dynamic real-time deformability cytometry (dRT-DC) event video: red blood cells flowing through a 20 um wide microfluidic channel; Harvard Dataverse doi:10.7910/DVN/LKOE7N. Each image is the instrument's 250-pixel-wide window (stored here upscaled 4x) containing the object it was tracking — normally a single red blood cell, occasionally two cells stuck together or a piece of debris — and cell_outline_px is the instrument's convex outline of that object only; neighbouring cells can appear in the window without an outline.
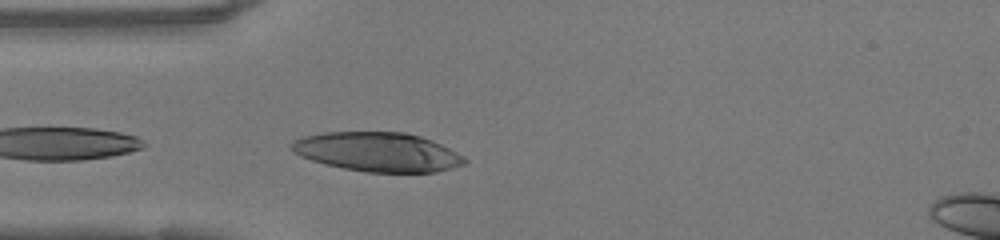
{"species": "human", "species_latin": "Homo sapiens", "temperature_condition": "warm", "stored_images_in_passage": 22, "camera_frame_rate_fps": 3000, "um_per_image_px": 0.085, "donor": {"sex": "female"}, "frame": {"image": 1, "passage_image": 1, "time_ms": 0.0, "image_size_px": [1000, 240], "cell_outline_px": [[468, 160], [464, 164], [436, 172], [368, 172], [344, 168], [324, 164], [300, 156], [292, 152], [288, 148], [288, 144], [292, 140], [304, 136], [324, 132], [404, 132], [420, 136], [432, 140], [464, 156]], "centroid_in_image_um": [32.04, 12.91], "position_along_channel_um": 53.0, "area_um2": 39.65}}
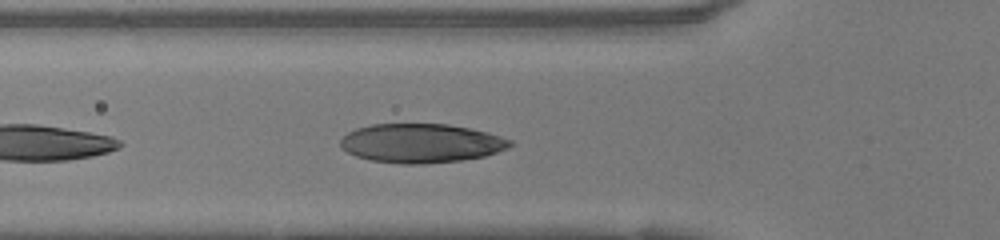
{"frame": {"image": 2, "passage_image": 4, "time_ms": 1.0, "image_size_px": [1000, 240], "cell_outline_px": [[512, 144], [508, 148], [484, 156], [460, 160], [420, 164], [404, 164], [372, 160], [356, 156], [348, 152], [340, 144], [340, 140], [348, 132], [356, 128], [372, 124], [448, 124], [472, 128], [488, 132], [512, 140]], "centroid_in_image_um": [35.81, 12.16], "position_along_channel_um": 90.0, "area_um2": 38.44}}